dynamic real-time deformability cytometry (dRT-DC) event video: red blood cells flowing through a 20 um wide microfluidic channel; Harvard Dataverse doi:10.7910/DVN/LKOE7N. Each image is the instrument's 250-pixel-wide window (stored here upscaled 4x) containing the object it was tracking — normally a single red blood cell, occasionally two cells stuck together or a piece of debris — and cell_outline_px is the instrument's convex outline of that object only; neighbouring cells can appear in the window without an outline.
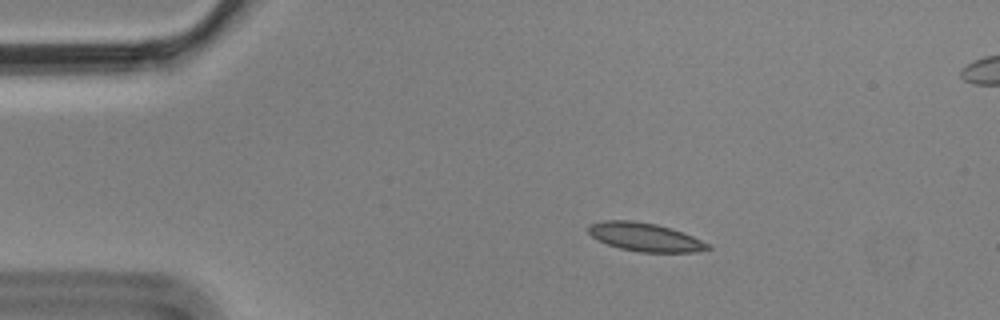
{"species": "Egyptian fruit bat (a non-hibernating species)", "species_latin": "Rousettus aegyptiacus", "temperature_condition": "cold", "stored_images_in_passage": 5, "camera_frame_rate_fps": 3000, "um_per_image_px": 0.085, "animal": {"sex": "male"}, "frame": {"image": 1, "passage_image": 2, "time_ms": 0.333, "image_size_px": [1000, 320], "cell_outline_px": [[712, 248], [696, 252], [640, 252], [620, 248], [608, 244], [592, 236], [588, 232], [588, 228], [592, 224], [604, 220], [632, 220], [656, 224], [672, 228], [692, 236], [708, 244]], "centroid_in_image_um": [54.84, 20.15], "position_along_channel_um": 30.2, "area_um2": 19.54}}